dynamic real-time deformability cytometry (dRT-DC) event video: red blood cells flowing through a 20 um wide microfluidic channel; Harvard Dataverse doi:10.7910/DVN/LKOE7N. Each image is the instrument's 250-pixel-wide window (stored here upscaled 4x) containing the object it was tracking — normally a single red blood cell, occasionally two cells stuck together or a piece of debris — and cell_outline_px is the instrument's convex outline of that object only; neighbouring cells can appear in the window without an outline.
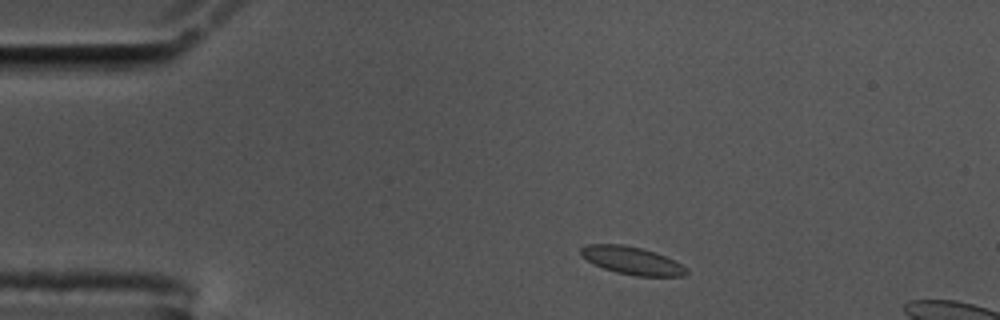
{"species": "common noctule bat (a hibernating species)", "species_latin": "Nyctalus noctula", "temperature_condition": "cold", "stored_images_in_passage": 11, "camera_frame_rate_fps": 3000, "um_per_image_px": 0.085, "animal": {"sex": "male", "body_mass_g": 17.5, "forearm_length_mm": 52.3}, "frame": {"image": 1, "passage_image": 4, "time_ms": 1.0, "image_size_px": [1000, 320], "cell_outline_px": [[688, 272], [684, 276], [636, 276], [616, 272], [592, 264], [580, 256], [580, 248], [588, 244], [624, 244], [656, 252], [688, 268]], "centroid_in_image_um": [53.68, 22.14], "position_along_channel_um": 31.3, "area_um2": 17.11}}